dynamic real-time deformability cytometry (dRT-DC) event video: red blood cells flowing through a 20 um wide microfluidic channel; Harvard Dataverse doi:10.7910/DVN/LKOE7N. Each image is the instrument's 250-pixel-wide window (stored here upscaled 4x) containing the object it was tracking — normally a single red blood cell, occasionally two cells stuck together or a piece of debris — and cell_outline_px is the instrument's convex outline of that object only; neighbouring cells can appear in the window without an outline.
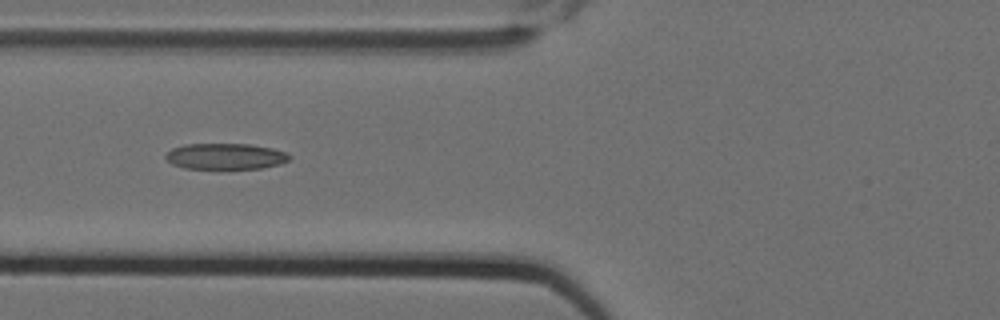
{"species": "Egyptian fruit bat (a non-hibernating species)", "species_latin": "Rousettus aegyptiacus", "temperature_condition": "cold", "stored_images_in_passage": 11, "camera_frame_rate_fps": 3000, "um_per_image_px": 0.085, "animal": {"sex": "female"}, "frame": {"image": 1, "passage_image": 7, "time_ms": 2.0, "image_size_px": [1000, 320], "cell_outline_px": [[292, 156], [288, 160], [280, 164], [264, 168], [220, 172], [184, 168], [172, 164], [164, 156], [172, 148], [184, 144], [248, 144], [272, 148], [284, 152]], "centroid_in_image_um": [19.15, 13.35], "position_along_channel_um": 106.7, "area_um2": 19.77}}
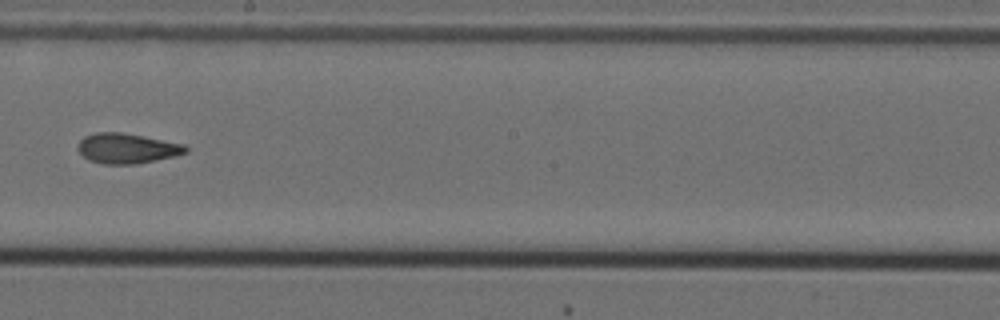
{"frame": {"image": 2, "passage_image": 10, "time_ms": 3.0, "image_size_px": [1000, 320], "cell_outline_px": [[188, 152], [176, 156], [136, 164], [100, 164], [88, 160], [76, 148], [80, 140], [84, 136], [96, 132], [120, 132], [144, 136], [184, 144], [188, 148]], "centroid_in_image_um": [10.78, 12.61], "position_along_channel_um": 237.4, "area_um2": 19.07}}
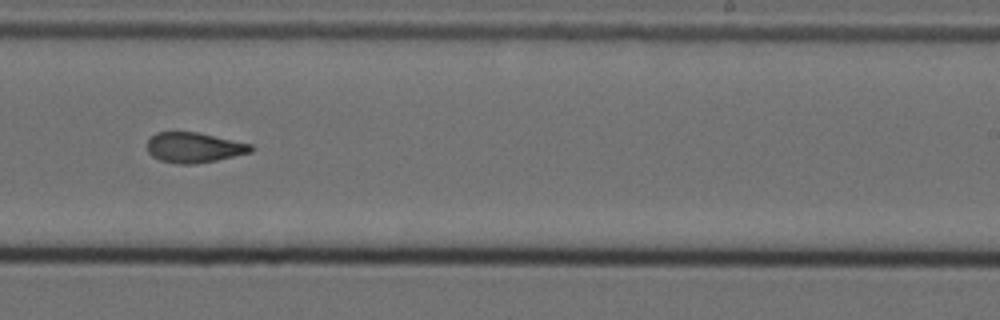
{"frame": {"image": 3, "passage_image": 11, "time_ms": 3.333, "image_size_px": [1000, 320], "cell_outline_px": [[256, 148], [252, 152], [216, 160], [196, 164], [180, 164], [160, 160], [152, 156], [148, 152], [148, 140], [156, 132], [196, 132], [252, 144]], "centroid_in_image_um": [16.52, 12.54], "position_along_channel_um": 272.5, "area_um2": 18.21}}